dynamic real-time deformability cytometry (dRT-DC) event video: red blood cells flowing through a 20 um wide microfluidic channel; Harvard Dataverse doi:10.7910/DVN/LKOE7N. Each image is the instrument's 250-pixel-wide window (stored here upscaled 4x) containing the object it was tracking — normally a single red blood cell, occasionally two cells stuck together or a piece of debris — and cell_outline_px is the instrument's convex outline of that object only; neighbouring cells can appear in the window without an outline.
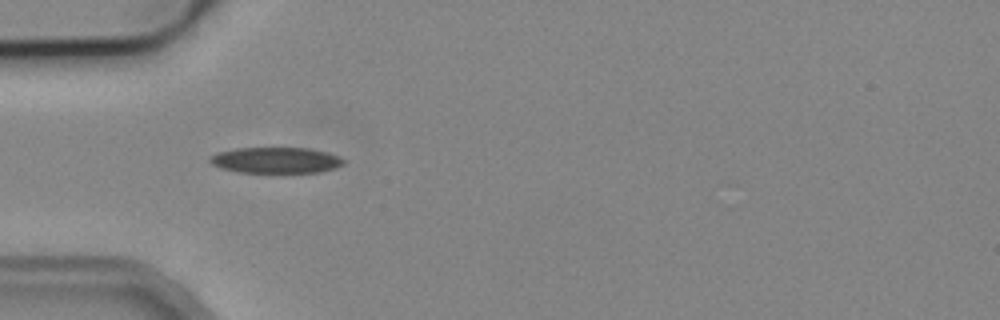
{"species": "common noctule bat (a hibernating species)", "species_latin": "Nyctalus noctula", "temperature_condition": "cold", "stored_images_in_passage": 5, "camera_frame_rate_fps": 3000, "um_per_image_px": 0.085, "animal": {"sex": "male", "body_mass_g": 19.2, "forearm_length_mm": 51.8}, "frame": {"image": 1, "passage_image": 4, "time_ms": 4.333, "image_size_px": [1000, 320], "cell_outline_px": [[344, 164], [336, 168], [320, 172], [284, 176], [280, 176], [236, 172], [220, 168], [212, 164], [208, 160], [208, 156], [216, 152], [236, 148], [308, 148], [328, 152], [340, 156], [344, 160]], "centroid_in_image_um": [23.44, 13.68], "position_along_channel_um": 61.6, "area_um2": 21.68}}